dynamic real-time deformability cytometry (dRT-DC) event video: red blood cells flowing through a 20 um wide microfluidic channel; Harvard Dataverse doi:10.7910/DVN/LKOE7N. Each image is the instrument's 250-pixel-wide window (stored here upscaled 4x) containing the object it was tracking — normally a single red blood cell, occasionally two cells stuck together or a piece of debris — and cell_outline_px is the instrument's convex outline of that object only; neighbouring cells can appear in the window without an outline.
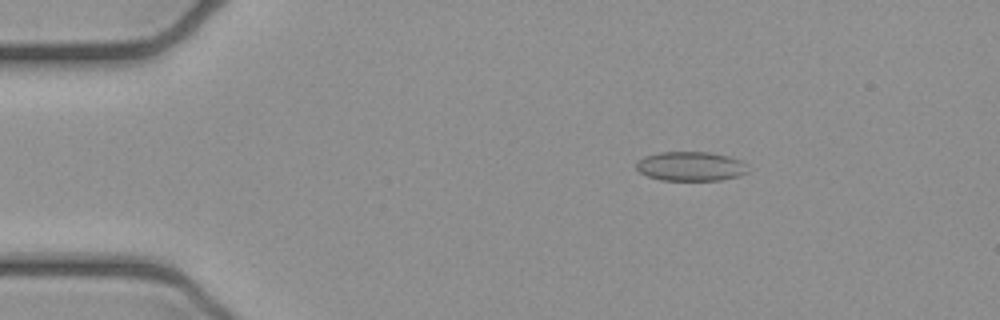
{"species": "common noctule bat (a hibernating species)", "species_latin": "Nyctalus noctula", "temperature_condition": "cold", "stored_images_in_passage": 4, "camera_frame_rate_fps": 3000, "um_per_image_px": 0.085, "animal": {"sex": "female", "body_mass_g": 21.9}, "frame": {"image": 1, "passage_image": 2, "time_ms": 0.333, "image_size_px": [1000, 320], "cell_outline_px": [[748, 172], [740, 176], [720, 180], [660, 180], [648, 176], [640, 172], [636, 168], [636, 160], [644, 156], [660, 152], [708, 152], [728, 156], [740, 160], [744, 164]], "centroid_in_image_um": [58.67, 14.13], "position_along_channel_um": 26.3, "area_um2": 19.07}}